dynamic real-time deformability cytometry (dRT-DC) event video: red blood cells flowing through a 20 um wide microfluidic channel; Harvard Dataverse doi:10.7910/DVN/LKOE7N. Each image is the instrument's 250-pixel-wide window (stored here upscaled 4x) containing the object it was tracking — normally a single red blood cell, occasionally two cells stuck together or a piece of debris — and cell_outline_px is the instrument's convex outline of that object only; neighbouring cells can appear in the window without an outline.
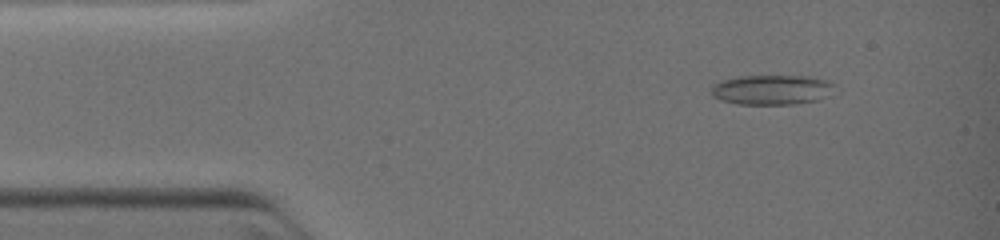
{"species": "common noctule bat (a hibernating species)", "species_latin": "Nyctalus noctula", "temperature_condition": "warm", "stored_images_in_passage": 57, "camera_frame_rate_fps": 3000, "um_per_image_px": 0.085, "animal": {"sex": "female", "body_mass_g": 19.0, "forearm_length_mm": 51.5}, "frame": {"image": 1, "passage_image": 6, "time_ms": 1.0, "image_size_px": [1000, 240], "cell_outline_px": [[836, 84], [820, 100], [796, 104], [736, 104], [720, 100], [712, 96], [712, 84], [720, 80], [736, 76], [808, 76], [828, 80]], "centroid_in_image_um": [65.55, 7.62], "position_along_channel_um": 19.5, "area_um2": 21.56}}
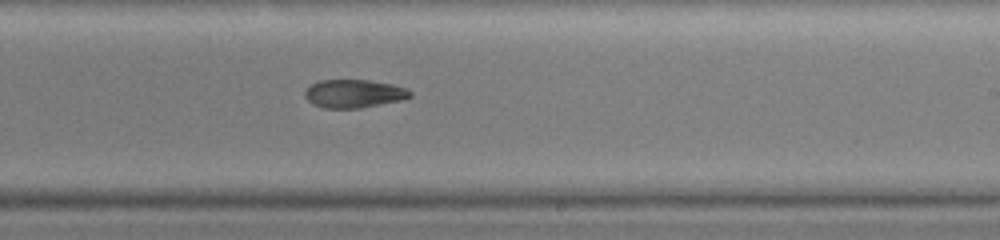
{"frame": {"image": 2, "passage_image": 37, "time_ms": 7.333, "image_size_px": [1000, 240], "cell_outline_px": [[412, 96], [400, 100], [360, 108], [324, 108], [312, 104], [304, 96], [304, 92], [312, 84], [320, 80], [368, 80], [392, 84], [408, 88], [412, 92]], "centroid_in_image_um": [30.09, 7.96], "position_along_channel_um": 258.9, "area_um2": 17.28}}
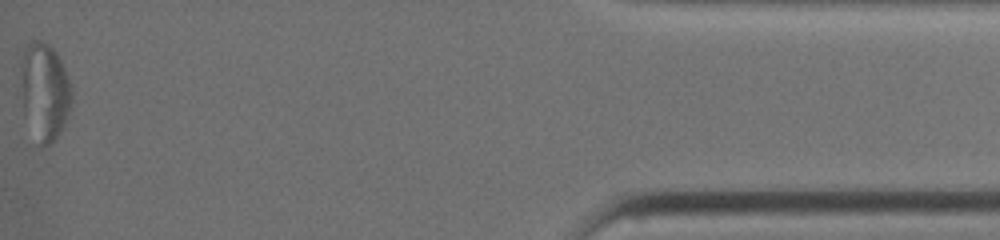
{"frame": {"image": 3, "passage_image": 57, "time_ms": 12.667, "image_size_px": [1000, 240], "cell_outline_px": [[72, 100], [64, 124], [56, 140], [48, 144], [40, 144], [24, 116], [20, 68], [20, 56], [24, 48], [32, 40], [40, 40], [48, 44], [56, 52], [68, 76], [72, 88]], "centroid_in_image_um": [3.78, 7.72], "position_along_channel_um": 431.4, "area_um2": 28.84}}